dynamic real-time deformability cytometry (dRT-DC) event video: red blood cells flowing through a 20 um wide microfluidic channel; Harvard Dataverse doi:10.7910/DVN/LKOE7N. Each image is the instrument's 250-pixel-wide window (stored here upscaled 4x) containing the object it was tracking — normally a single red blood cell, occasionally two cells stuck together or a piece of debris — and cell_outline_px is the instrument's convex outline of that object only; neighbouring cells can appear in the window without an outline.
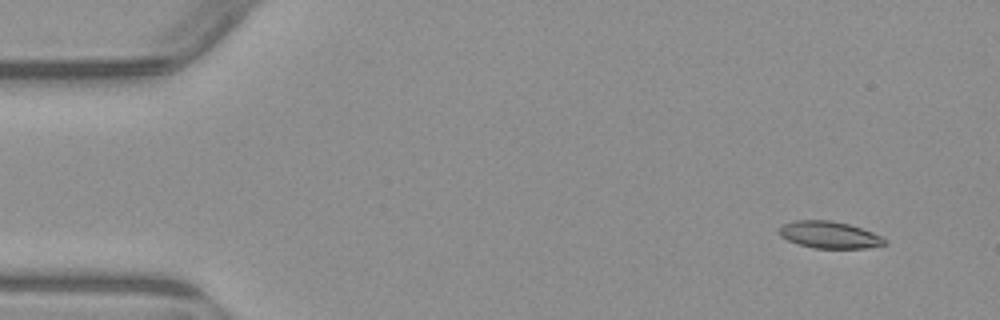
{"species": "common noctule bat (a hibernating species)", "species_latin": "Nyctalus noctula", "temperature_condition": "warm", "stored_images_in_passage": 4, "camera_frame_rate_fps": 3000, "um_per_image_px": 0.085, "animal": {"sex": "male", "body_mass_g": 23.1, "forearm_length_mm": 52.7}, "frame": {"image": 1, "passage_image": 2, "time_ms": 1.0, "image_size_px": [1000, 320], "cell_outline_px": [[888, 244], [868, 248], [812, 248], [788, 240], [780, 236], [780, 228], [784, 224], [792, 220], [832, 220], [848, 224], [884, 236], [888, 240]], "centroid_in_image_um": [70.56, 19.96], "position_along_channel_um": 14.4, "area_um2": 16.65}}
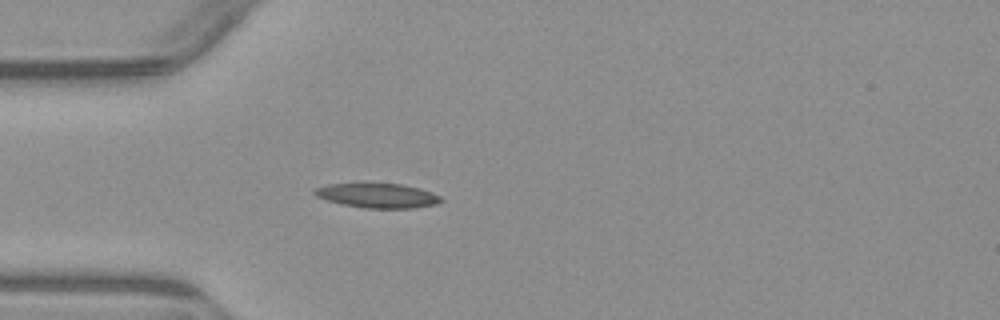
{"frame": {"image": 2, "passage_image": 4, "time_ms": 4.667, "image_size_px": [1000, 320], "cell_outline_px": [[444, 200], [436, 204], [412, 208], [364, 208], [344, 204], [328, 200], [316, 196], [312, 192], [316, 188], [328, 184], [360, 180], [368, 180], [400, 184], [420, 188], [432, 192], [440, 196]], "centroid_in_image_um": [32.06, 16.56], "position_along_channel_um": 52.9, "area_um2": 18.96}}